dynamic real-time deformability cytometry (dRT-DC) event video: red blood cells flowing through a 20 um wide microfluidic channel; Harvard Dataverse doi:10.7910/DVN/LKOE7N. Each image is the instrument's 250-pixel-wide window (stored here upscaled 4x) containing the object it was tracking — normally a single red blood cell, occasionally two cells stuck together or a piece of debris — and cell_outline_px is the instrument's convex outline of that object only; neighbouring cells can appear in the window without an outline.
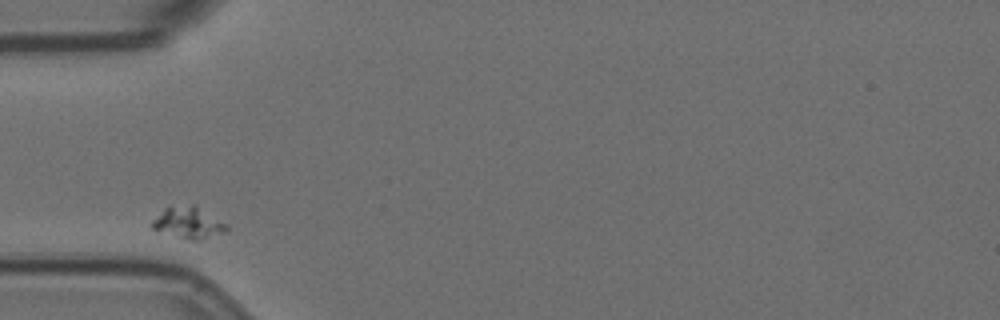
{"species": "Egyptian fruit bat (a non-hibernating species)", "species_latin": "Rousettus aegyptiacus", "temperature_condition": "room temperature", "stored_images_in_passage": 4, "camera_frame_rate_fps": 3000, "um_per_image_px": 0.085, "animal": {"sex": "female"}, "frame": {"image": 1, "passage_image": 1, "time_ms": 0.0, "image_size_px": [1000, 320], "cell_outline_px": [[228, 228], [224, 232], [200, 240], [192, 240], [152, 228], [152, 220], [164, 208], [192, 204], [224, 224]], "centroid_in_image_um": [15.97, 18.93], "position_along_channel_um": 69.0, "area_um2": 12.83}}
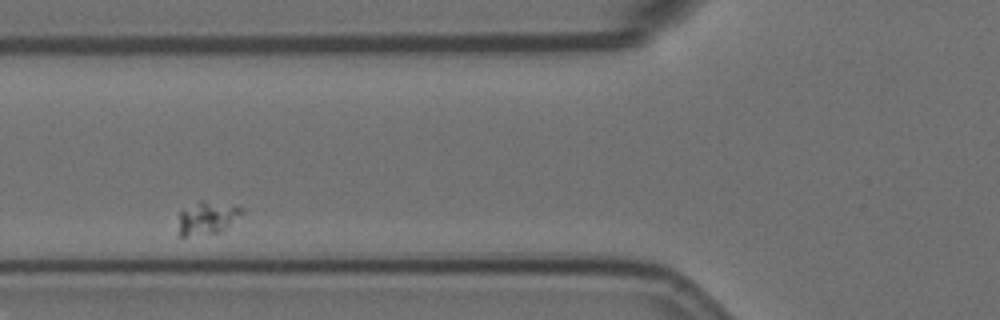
{"frame": {"image": 2, "passage_image": 2, "time_ms": 1.333, "image_size_px": [1000, 320], "cell_outline_px": [[244, 212], [220, 232], [188, 236], [180, 236], [180, 212], [200, 200], [204, 200], [244, 208]], "centroid_in_image_um": [17.63, 18.52], "position_along_channel_um": 108.2, "area_um2": 11.73}}
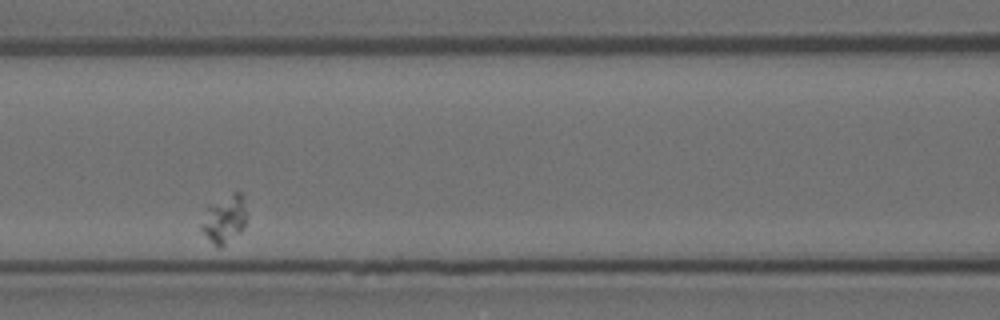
{"frame": {"image": 3, "passage_image": 3, "time_ms": 2.667, "image_size_px": [1000, 320], "cell_outline_px": [[244, 228], [240, 232], [220, 248], [200, 228], [200, 224], [208, 204], [236, 192], [240, 192], [244, 208]], "centroid_in_image_um": [19.03, 18.62], "position_along_channel_um": 147.6, "area_um2": 11.96}}